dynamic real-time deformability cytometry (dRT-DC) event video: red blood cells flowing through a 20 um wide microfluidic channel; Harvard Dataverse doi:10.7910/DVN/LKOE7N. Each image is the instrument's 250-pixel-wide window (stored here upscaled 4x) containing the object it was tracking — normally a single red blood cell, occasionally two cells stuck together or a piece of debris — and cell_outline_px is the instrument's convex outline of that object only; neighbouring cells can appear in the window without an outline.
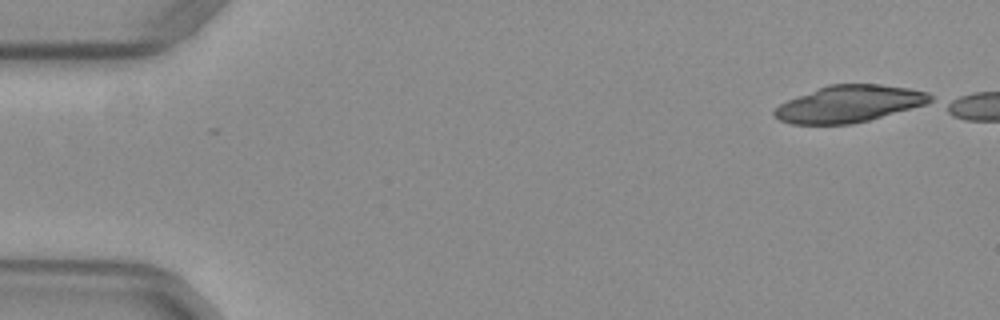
{"species": "common noctule bat (a hibernating species)", "species_latin": "Nyctalus noctula", "temperature_condition": "warm", "stored_images_in_passage": 6, "camera_frame_rate_fps": 3000, "um_per_image_px": 0.085, "animal": {"sex": "female", "body_mass_g": 29.2, "forearm_length_mm": 56.3}, "frame": {"image": 1, "passage_image": 1, "time_ms": 0.0, "image_size_px": [1000, 320], "cell_outline_px": [[932, 100], [924, 104], [868, 120], [852, 124], [792, 124], [780, 120], [772, 112], [780, 104], [788, 100], [828, 84], [880, 84], [908, 88], [928, 92], [932, 96]], "centroid_in_image_um": [72.16, 8.82], "position_along_channel_um": 12.8, "area_um2": 32.95}}